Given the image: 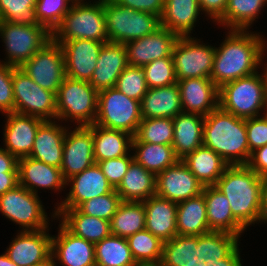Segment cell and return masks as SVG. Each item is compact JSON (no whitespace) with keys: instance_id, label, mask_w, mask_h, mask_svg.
Listing matches in <instances>:
<instances>
[{"instance_id":"obj_1","label":"cell","mask_w":267,"mask_h":266,"mask_svg":"<svg viewBox=\"0 0 267 266\" xmlns=\"http://www.w3.org/2000/svg\"><path fill=\"white\" fill-rule=\"evenodd\" d=\"M230 29L220 47H215L210 79L218 88L254 74L261 65L263 39L259 33Z\"/></svg>"},{"instance_id":"obj_2","label":"cell","mask_w":267,"mask_h":266,"mask_svg":"<svg viewBox=\"0 0 267 266\" xmlns=\"http://www.w3.org/2000/svg\"><path fill=\"white\" fill-rule=\"evenodd\" d=\"M238 240L237 235L222 231L177 235L164 242L159 266H212L226 258L239 245Z\"/></svg>"},{"instance_id":"obj_3","label":"cell","mask_w":267,"mask_h":266,"mask_svg":"<svg viewBox=\"0 0 267 266\" xmlns=\"http://www.w3.org/2000/svg\"><path fill=\"white\" fill-rule=\"evenodd\" d=\"M203 145L220 155L229 165H247L251 153L246 119L218 106L204 118Z\"/></svg>"},{"instance_id":"obj_4","label":"cell","mask_w":267,"mask_h":266,"mask_svg":"<svg viewBox=\"0 0 267 266\" xmlns=\"http://www.w3.org/2000/svg\"><path fill=\"white\" fill-rule=\"evenodd\" d=\"M263 180L247 165H229L215 184L228 199L233 216L245 228L260 222Z\"/></svg>"},{"instance_id":"obj_5","label":"cell","mask_w":267,"mask_h":266,"mask_svg":"<svg viewBox=\"0 0 267 266\" xmlns=\"http://www.w3.org/2000/svg\"><path fill=\"white\" fill-rule=\"evenodd\" d=\"M258 73L241 77L220 87L219 106L243 119L261 116L259 111L266 110L267 77L265 72Z\"/></svg>"},{"instance_id":"obj_6","label":"cell","mask_w":267,"mask_h":266,"mask_svg":"<svg viewBox=\"0 0 267 266\" xmlns=\"http://www.w3.org/2000/svg\"><path fill=\"white\" fill-rule=\"evenodd\" d=\"M90 3V4H89ZM72 3L61 24L52 33L54 41L75 39L96 40L107 43L104 3L91 1Z\"/></svg>"},{"instance_id":"obj_7","label":"cell","mask_w":267,"mask_h":266,"mask_svg":"<svg viewBox=\"0 0 267 266\" xmlns=\"http://www.w3.org/2000/svg\"><path fill=\"white\" fill-rule=\"evenodd\" d=\"M56 110L58 121L69 118L77 126L92 125L97 117L98 91L89 81L66 76L56 94Z\"/></svg>"},{"instance_id":"obj_8","label":"cell","mask_w":267,"mask_h":266,"mask_svg":"<svg viewBox=\"0 0 267 266\" xmlns=\"http://www.w3.org/2000/svg\"><path fill=\"white\" fill-rule=\"evenodd\" d=\"M106 33L109 42L125 44L155 32L160 25V17L126 8L113 0L104 2Z\"/></svg>"},{"instance_id":"obj_9","label":"cell","mask_w":267,"mask_h":266,"mask_svg":"<svg viewBox=\"0 0 267 266\" xmlns=\"http://www.w3.org/2000/svg\"><path fill=\"white\" fill-rule=\"evenodd\" d=\"M141 120L140 101L126 96L116 87L98 92V111L94 124L134 136Z\"/></svg>"},{"instance_id":"obj_10","label":"cell","mask_w":267,"mask_h":266,"mask_svg":"<svg viewBox=\"0 0 267 266\" xmlns=\"http://www.w3.org/2000/svg\"><path fill=\"white\" fill-rule=\"evenodd\" d=\"M0 36L6 47V63L14 67H21L52 40V33L45 26L8 21H0Z\"/></svg>"},{"instance_id":"obj_11","label":"cell","mask_w":267,"mask_h":266,"mask_svg":"<svg viewBox=\"0 0 267 266\" xmlns=\"http://www.w3.org/2000/svg\"><path fill=\"white\" fill-rule=\"evenodd\" d=\"M12 85L14 112L44 121L57 119L56 93L39 86L20 67L13 70Z\"/></svg>"},{"instance_id":"obj_12","label":"cell","mask_w":267,"mask_h":266,"mask_svg":"<svg viewBox=\"0 0 267 266\" xmlns=\"http://www.w3.org/2000/svg\"><path fill=\"white\" fill-rule=\"evenodd\" d=\"M41 202L38 195L17 185L0 196V211L6 218L21 225L22 231L47 229L49 217Z\"/></svg>"},{"instance_id":"obj_13","label":"cell","mask_w":267,"mask_h":266,"mask_svg":"<svg viewBox=\"0 0 267 266\" xmlns=\"http://www.w3.org/2000/svg\"><path fill=\"white\" fill-rule=\"evenodd\" d=\"M195 37H179L172 58L177 80L210 78L213 69L215 47L200 44Z\"/></svg>"},{"instance_id":"obj_14","label":"cell","mask_w":267,"mask_h":266,"mask_svg":"<svg viewBox=\"0 0 267 266\" xmlns=\"http://www.w3.org/2000/svg\"><path fill=\"white\" fill-rule=\"evenodd\" d=\"M20 68L39 86L56 94L66 77L63 50L53 39Z\"/></svg>"},{"instance_id":"obj_15","label":"cell","mask_w":267,"mask_h":266,"mask_svg":"<svg viewBox=\"0 0 267 266\" xmlns=\"http://www.w3.org/2000/svg\"><path fill=\"white\" fill-rule=\"evenodd\" d=\"M95 164L93 124L67 130L60 170L65 181Z\"/></svg>"},{"instance_id":"obj_16","label":"cell","mask_w":267,"mask_h":266,"mask_svg":"<svg viewBox=\"0 0 267 266\" xmlns=\"http://www.w3.org/2000/svg\"><path fill=\"white\" fill-rule=\"evenodd\" d=\"M47 229L20 231L6 250L7 256L18 266H43L50 262L52 236Z\"/></svg>"},{"instance_id":"obj_17","label":"cell","mask_w":267,"mask_h":266,"mask_svg":"<svg viewBox=\"0 0 267 266\" xmlns=\"http://www.w3.org/2000/svg\"><path fill=\"white\" fill-rule=\"evenodd\" d=\"M203 187L183 161L179 160L156 175L155 195L180 203L200 195Z\"/></svg>"},{"instance_id":"obj_18","label":"cell","mask_w":267,"mask_h":266,"mask_svg":"<svg viewBox=\"0 0 267 266\" xmlns=\"http://www.w3.org/2000/svg\"><path fill=\"white\" fill-rule=\"evenodd\" d=\"M55 42L60 44L64 53L66 76L90 81L104 42L87 39Z\"/></svg>"},{"instance_id":"obj_19","label":"cell","mask_w":267,"mask_h":266,"mask_svg":"<svg viewBox=\"0 0 267 266\" xmlns=\"http://www.w3.org/2000/svg\"><path fill=\"white\" fill-rule=\"evenodd\" d=\"M178 38L167 28L159 27L149 35L125 43L129 65L143 67L154 60L172 57Z\"/></svg>"},{"instance_id":"obj_20","label":"cell","mask_w":267,"mask_h":266,"mask_svg":"<svg viewBox=\"0 0 267 266\" xmlns=\"http://www.w3.org/2000/svg\"><path fill=\"white\" fill-rule=\"evenodd\" d=\"M69 182L71 190L56 209L78 208L83 202L111 193L114 190L96 163L69 178L66 184L69 185Z\"/></svg>"},{"instance_id":"obj_21","label":"cell","mask_w":267,"mask_h":266,"mask_svg":"<svg viewBox=\"0 0 267 266\" xmlns=\"http://www.w3.org/2000/svg\"><path fill=\"white\" fill-rule=\"evenodd\" d=\"M6 116L7 122L3 132L6 146L4 149L17 159L29 157L38 128L44 120L16 112L8 113Z\"/></svg>"},{"instance_id":"obj_22","label":"cell","mask_w":267,"mask_h":266,"mask_svg":"<svg viewBox=\"0 0 267 266\" xmlns=\"http://www.w3.org/2000/svg\"><path fill=\"white\" fill-rule=\"evenodd\" d=\"M182 110L207 116L219 106V88L210 78L178 80Z\"/></svg>"},{"instance_id":"obj_23","label":"cell","mask_w":267,"mask_h":266,"mask_svg":"<svg viewBox=\"0 0 267 266\" xmlns=\"http://www.w3.org/2000/svg\"><path fill=\"white\" fill-rule=\"evenodd\" d=\"M59 225L58 236L52 237V261L59 260L63 266H96L95 245Z\"/></svg>"},{"instance_id":"obj_24","label":"cell","mask_w":267,"mask_h":266,"mask_svg":"<svg viewBox=\"0 0 267 266\" xmlns=\"http://www.w3.org/2000/svg\"><path fill=\"white\" fill-rule=\"evenodd\" d=\"M128 65L125 44L104 43L89 83L98 92L115 87L118 77Z\"/></svg>"},{"instance_id":"obj_25","label":"cell","mask_w":267,"mask_h":266,"mask_svg":"<svg viewBox=\"0 0 267 266\" xmlns=\"http://www.w3.org/2000/svg\"><path fill=\"white\" fill-rule=\"evenodd\" d=\"M18 185L38 195V188L61 191L66 186V181L60 168L31 157H23L18 159Z\"/></svg>"},{"instance_id":"obj_26","label":"cell","mask_w":267,"mask_h":266,"mask_svg":"<svg viewBox=\"0 0 267 266\" xmlns=\"http://www.w3.org/2000/svg\"><path fill=\"white\" fill-rule=\"evenodd\" d=\"M145 206V229L163 242L177 236V203L157 195L142 201Z\"/></svg>"},{"instance_id":"obj_27","label":"cell","mask_w":267,"mask_h":266,"mask_svg":"<svg viewBox=\"0 0 267 266\" xmlns=\"http://www.w3.org/2000/svg\"><path fill=\"white\" fill-rule=\"evenodd\" d=\"M55 122L57 121H44L39 126L29 157L60 168L67 129Z\"/></svg>"},{"instance_id":"obj_28","label":"cell","mask_w":267,"mask_h":266,"mask_svg":"<svg viewBox=\"0 0 267 266\" xmlns=\"http://www.w3.org/2000/svg\"><path fill=\"white\" fill-rule=\"evenodd\" d=\"M53 219L61 217V224L73 235L94 245L111 235L110 221L83 214L78 208L56 209Z\"/></svg>"},{"instance_id":"obj_29","label":"cell","mask_w":267,"mask_h":266,"mask_svg":"<svg viewBox=\"0 0 267 266\" xmlns=\"http://www.w3.org/2000/svg\"><path fill=\"white\" fill-rule=\"evenodd\" d=\"M207 221L210 231H222L237 235L246 229L232 214L228 199L215 186L203 187Z\"/></svg>"},{"instance_id":"obj_30","label":"cell","mask_w":267,"mask_h":266,"mask_svg":"<svg viewBox=\"0 0 267 266\" xmlns=\"http://www.w3.org/2000/svg\"><path fill=\"white\" fill-rule=\"evenodd\" d=\"M142 119L174 118L182 113L178 83L170 86L148 88L140 101Z\"/></svg>"},{"instance_id":"obj_31","label":"cell","mask_w":267,"mask_h":266,"mask_svg":"<svg viewBox=\"0 0 267 266\" xmlns=\"http://www.w3.org/2000/svg\"><path fill=\"white\" fill-rule=\"evenodd\" d=\"M205 116L195 113H179L173 118L174 138L172 146L181 160L188 153L203 145Z\"/></svg>"},{"instance_id":"obj_32","label":"cell","mask_w":267,"mask_h":266,"mask_svg":"<svg viewBox=\"0 0 267 266\" xmlns=\"http://www.w3.org/2000/svg\"><path fill=\"white\" fill-rule=\"evenodd\" d=\"M200 12L198 0H165L160 25L178 37H188Z\"/></svg>"},{"instance_id":"obj_33","label":"cell","mask_w":267,"mask_h":266,"mask_svg":"<svg viewBox=\"0 0 267 266\" xmlns=\"http://www.w3.org/2000/svg\"><path fill=\"white\" fill-rule=\"evenodd\" d=\"M181 160L204 187L215 186L229 166L220 155L204 145Z\"/></svg>"},{"instance_id":"obj_34","label":"cell","mask_w":267,"mask_h":266,"mask_svg":"<svg viewBox=\"0 0 267 266\" xmlns=\"http://www.w3.org/2000/svg\"><path fill=\"white\" fill-rule=\"evenodd\" d=\"M121 201L142 202L156 193V175L133 160L115 189Z\"/></svg>"},{"instance_id":"obj_35","label":"cell","mask_w":267,"mask_h":266,"mask_svg":"<svg viewBox=\"0 0 267 266\" xmlns=\"http://www.w3.org/2000/svg\"><path fill=\"white\" fill-rule=\"evenodd\" d=\"M133 135L122 130L108 129L93 124V150L95 163L128 155Z\"/></svg>"},{"instance_id":"obj_36","label":"cell","mask_w":267,"mask_h":266,"mask_svg":"<svg viewBox=\"0 0 267 266\" xmlns=\"http://www.w3.org/2000/svg\"><path fill=\"white\" fill-rule=\"evenodd\" d=\"M208 232L206 201L202 193L177 203V235L199 236Z\"/></svg>"},{"instance_id":"obj_37","label":"cell","mask_w":267,"mask_h":266,"mask_svg":"<svg viewBox=\"0 0 267 266\" xmlns=\"http://www.w3.org/2000/svg\"><path fill=\"white\" fill-rule=\"evenodd\" d=\"M133 149L135 150L134 160L155 175L167 167L175 165L180 160L172 145L132 141Z\"/></svg>"},{"instance_id":"obj_38","label":"cell","mask_w":267,"mask_h":266,"mask_svg":"<svg viewBox=\"0 0 267 266\" xmlns=\"http://www.w3.org/2000/svg\"><path fill=\"white\" fill-rule=\"evenodd\" d=\"M145 221L143 202L122 201L110 220V231L114 236L128 238L145 230Z\"/></svg>"},{"instance_id":"obj_39","label":"cell","mask_w":267,"mask_h":266,"mask_svg":"<svg viewBox=\"0 0 267 266\" xmlns=\"http://www.w3.org/2000/svg\"><path fill=\"white\" fill-rule=\"evenodd\" d=\"M96 266H137L127 238L110 235L95 244Z\"/></svg>"},{"instance_id":"obj_40","label":"cell","mask_w":267,"mask_h":266,"mask_svg":"<svg viewBox=\"0 0 267 266\" xmlns=\"http://www.w3.org/2000/svg\"><path fill=\"white\" fill-rule=\"evenodd\" d=\"M267 0H228L224 16L218 21L229 29L248 30Z\"/></svg>"},{"instance_id":"obj_41","label":"cell","mask_w":267,"mask_h":266,"mask_svg":"<svg viewBox=\"0 0 267 266\" xmlns=\"http://www.w3.org/2000/svg\"><path fill=\"white\" fill-rule=\"evenodd\" d=\"M132 256L138 265H159L162 257L164 242L151 234L148 230H142L127 238Z\"/></svg>"},{"instance_id":"obj_42","label":"cell","mask_w":267,"mask_h":266,"mask_svg":"<svg viewBox=\"0 0 267 266\" xmlns=\"http://www.w3.org/2000/svg\"><path fill=\"white\" fill-rule=\"evenodd\" d=\"M174 126L172 118L142 119L132 141L172 145Z\"/></svg>"},{"instance_id":"obj_43","label":"cell","mask_w":267,"mask_h":266,"mask_svg":"<svg viewBox=\"0 0 267 266\" xmlns=\"http://www.w3.org/2000/svg\"><path fill=\"white\" fill-rule=\"evenodd\" d=\"M37 0H0V21L20 25H40L36 17Z\"/></svg>"},{"instance_id":"obj_44","label":"cell","mask_w":267,"mask_h":266,"mask_svg":"<svg viewBox=\"0 0 267 266\" xmlns=\"http://www.w3.org/2000/svg\"><path fill=\"white\" fill-rule=\"evenodd\" d=\"M70 1L72 3V0H37L35 11L39 24L53 33L70 10Z\"/></svg>"},{"instance_id":"obj_45","label":"cell","mask_w":267,"mask_h":266,"mask_svg":"<svg viewBox=\"0 0 267 266\" xmlns=\"http://www.w3.org/2000/svg\"><path fill=\"white\" fill-rule=\"evenodd\" d=\"M142 68L148 88L170 86L178 81L172 57L154 60Z\"/></svg>"},{"instance_id":"obj_46","label":"cell","mask_w":267,"mask_h":266,"mask_svg":"<svg viewBox=\"0 0 267 266\" xmlns=\"http://www.w3.org/2000/svg\"><path fill=\"white\" fill-rule=\"evenodd\" d=\"M115 87L126 96L141 101L148 91L143 68L128 65L118 77Z\"/></svg>"},{"instance_id":"obj_47","label":"cell","mask_w":267,"mask_h":266,"mask_svg":"<svg viewBox=\"0 0 267 266\" xmlns=\"http://www.w3.org/2000/svg\"><path fill=\"white\" fill-rule=\"evenodd\" d=\"M121 202L114 189L111 193L83 202L78 209L83 214L110 221Z\"/></svg>"},{"instance_id":"obj_48","label":"cell","mask_w":267,"mask_h":266,"mask_svg":"<svg viewBox=\"0 0 267 266\" xmlns=\"http://www.w3.org/2000/svg\"><path fill=\"white\" fill-rule=\"evenodd\" d=\"M134 160L133 155L130 154L119 158H112L109 160L99 161L97 164L101 168L102 173L107 178L109 184L116 189L121 183L124 175Z\"/></svg>"},{"instance_id":"obj_49","label":"cell","mask_w":267,"mask_h":266,"mask_svg":"<svg viewBox=\"0 0 267 266\" xmlns=\"http://www.w3.org/2000/svg\"><path fill=\"white\" fill-rule=\"evenodd\" d=\"M0 61V112L8 114L14 112V93H13V70L14 66Z\"/></svg>"},{"instance_id":"obj_50","label":"cell","mask_w":267,"mask_h":266,"mask_svg":"<svg viewBox=\"0 0 267 266\" xmlns=\"http://www.w3.org/2000/svg\"><path fill=\"white\" fill-rule=\"evenodd\" d=\"M246 119V135L250 153L267 144V115Z\"/></svg>"},{"instance_id":"obj_51","label":"cell","mask_w":267,"mask_h":266,"mask_svg":"<svg viewBox=\"0 0 267 266\" xmlns=\"http://www.w3.org/2000/svg\"><path fill=\"white\" fill-rule=\"evenodd\" d=\"M118 5L161 17L165 0H113Z\"/></svg>"},{"instance_id":"obj_52","label":"cell","mask_w":267,"mask_h":266,"mask_svg":"<svg viewBox=\"0 0 267 266\" xmlns=\"http://www.w3.org/2000/svg\"><path fill=\"white\" fill-rule=\"evenodd\" d=\"M247 166L261 177H267V144L251 153Z\"/></svg>"},{"instance_id":"obj_53","label":"cell","mask_w":267,"mask_h":266,"mask_svg":"<svg viewBox=\"0 0 267 266\" xmlns=\"http://www.w3.org/2000/svg\"><path fill=\"white\" fill-rule=\"evenodd\" d=\"M200 10L213 21H219L225 14L228 0H198Z\"/></svg>"},{"instance_id":"obj_54","label":"cell","mask_w":267,"mask_h":266,"mask_svg":"<svg viewBox=\"0 0 267 266\" xmlns=\"http://www.w3.org/2000/svg\"><path fill=\"white\" fill-rule=\"evenodd\" d=\"M0 173H18V159L2 147L0 148Z\"/></svg>"},{"instance_id":"obj_55","label":"cell","mask_w":267,"mask_h":266,"mask_svg":"<svg viewBox=\"0 0 267 266\" xmlns=\"http://www.w3.org/2000/svg\"><path fill=\"white\" fill-rule=\"evenodd\" d=\"M18 185V173H0V196Z\"/></svg>"},{"instance_id":"obj_56","label":"cell","mask_w":267,"mask_h":266,"mask_svg":"<svg viewBox=\"0 0 267 266\" xmlns=\"http://www.w3.org/2000/svg\"><path fill=\"white\" fill-rule=\"evenodd\" d=\"M238 246L226 257L217 260L212 266H242Z\"/></svg>"},{"instance_id":"obj_57","label":"cell","mask_w":267,"mask_h":266,"mask_svg":"<svg viewBox=\"0 0 267 266\" xmlns=\"http://www.w3.org/2000/svg\"><path fill=\"white\" fill-rule=\"evenodd\" d=\"M260 221L267 222V177L263 180L261 192Z\"/></svg>"},{"instance_id":"obj_58","label":"cell","mask_w":267,"mask_h":266,"mask_svg":"<svg viewBox=\"0 0 267 266\" xmlns=\"http://www.w3.org/2000/svg\"><path fill=\"white\" fill-rule=\"evenodd\" d=\"M0 266H18L10 258L7 256L6 253L0 255Z\"/></svg>"},{"instance_id":"obj_59","label":"cell","mask_w":267,"mask_h":266,"mask_svg":"<svg viewBox=\"0 0 267 266\" xmlns=\"http://www.w3.org/2000/svg\"><path fill=\"white\" fill-rule=\"evenodd\" d=\"M265 41L263 40V45H262V54H264V50L266 51V49L265 48H267V46L265 45ZM264 70H263V72H265V74H266V77H267V64H266V66L263 68Z\"/></svg>"},{"instance_id":"obj_60","label":"cell","mask_w":267,"mask_h":266,"mask_svg":"<svg viewBox=\"0 0 267 266\" xmlns=\"http://www.w3.org/2000/svg\"><path fill=\"white\" fill-rule=\"evenodd\" d=\"M83 0H72V3H81ZM105 1H107V0H99V1H97V3H100V2H105Z\"/></svg>"},{"instance_id":"obj_61","label":"cell","mask_w":267,"mask_h":266,"mask_svg":"<svg viewBox=\"0 0 267 266\" xmlns=\"http://www.w3.org/2000/svg\"><path fill=\"white\" fill-rule=\"evenodd\" d=\"M43 266H57V263L51 260L50 262H48L47 264Z\"/></svg>"},{"instance_id":"obj_62","label":"cell","mask_w":267,"mask_h":266,"mask_svg":"<svg viewBox=\"0 0 267 266\" xmlns=\"http://www.w3.org/2000/svg\"><path fill=\"white\" fill-rule=\"evenodd\" d=\"M137 266H159V265H148V264H143V265H137Z\"/></svg>"},{"instance_id":"obj_63","label":"cell","mask_w":267,"mask_h":266,"mask_svg":"<svg viewBox=\"0 0 267 266\" xmlns=\"http://www.w3.org/2000/svg\"><path fill=\"white\" fill-rule=\"evenodd\" d=\"M266 112L265 113H263V115L264 114H266L267 115V99H266V110H265Z\"/></svg>"}]
</instances>
